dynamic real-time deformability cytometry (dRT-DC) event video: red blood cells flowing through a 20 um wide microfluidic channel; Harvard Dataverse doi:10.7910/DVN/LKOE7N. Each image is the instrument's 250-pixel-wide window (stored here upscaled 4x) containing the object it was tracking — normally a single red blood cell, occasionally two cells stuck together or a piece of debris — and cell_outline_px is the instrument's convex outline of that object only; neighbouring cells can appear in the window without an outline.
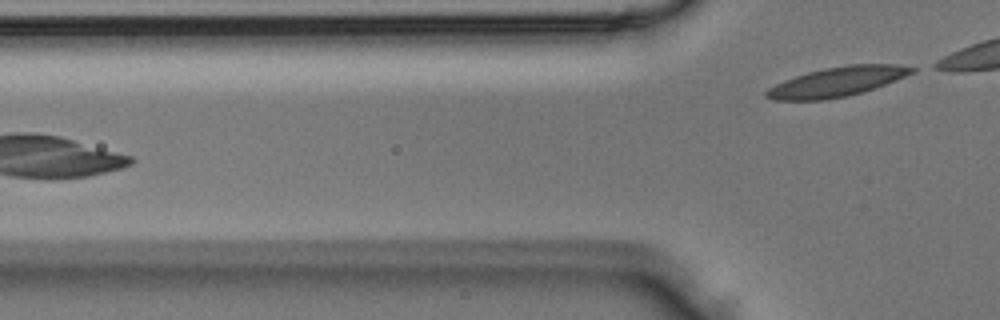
{"species": "Egyptian fruit bat (a non-hibernating species)", "species_latin": "Rousettus aegyptiacus", "temperature_condition": "room temperature", "stored_images_in_passage": 4, "camera_frame_rate_fps": 3000, "um_per_image_px": 0.085, "animal": {"sex": "male"}, "frame": {"image": 1, "passage_image": 4, "time_ms": 1.0, "image_size_px": [1000, 320], "cell_outline_px": [[916, 72], [884, 84], [848, 96], [824, 100], [772, 100], [764, 96], [764, 92], [768, 88], [784, 80], [808, 72], [824, 68], [848, 64], [896, 64], [916, 68]], "centroid_in_image_um": [71.12, 6.95], "position_along_channel_um": 54.7, "area_um2": 24.91}}